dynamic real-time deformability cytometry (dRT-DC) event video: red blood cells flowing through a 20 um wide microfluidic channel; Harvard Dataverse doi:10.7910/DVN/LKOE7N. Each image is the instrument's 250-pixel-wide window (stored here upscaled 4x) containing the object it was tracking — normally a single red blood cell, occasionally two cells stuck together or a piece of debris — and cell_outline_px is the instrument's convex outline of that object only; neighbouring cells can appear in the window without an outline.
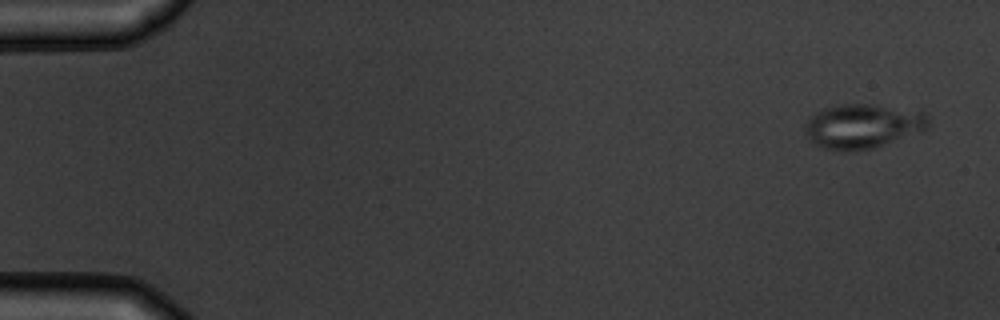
{"species": "common noctule bat (a hibernating species)", "species_latin": "Nyctalus noctula", "temperature_condition": "warm", "stored_images_in_passage": 7, "camera_frame_rate_fps": 3000, "um_per_image_px": 0.085, "animal": {"sex": "male", "body_mass_g": 19.5, "forearm_length_mm": 54.6}, "frame": {"image": 1, "passage_image": 1, "time_ms": 0.0, "image_size_px": [1000, 320], "cell_outline_px": [[928, 128], [920, 132], [872, 148], [844, 152], [840, 152], [824, 148], [816, 144], [808, 136], [804, 128], [804, 124], [816, 112], [824, 108], [840, 104], [872, 104], [928, 112]], "centroid_in_image_um": [73.35, 10.71], "position_along_channel_um": 11.7, "area_um2": 31.91}}